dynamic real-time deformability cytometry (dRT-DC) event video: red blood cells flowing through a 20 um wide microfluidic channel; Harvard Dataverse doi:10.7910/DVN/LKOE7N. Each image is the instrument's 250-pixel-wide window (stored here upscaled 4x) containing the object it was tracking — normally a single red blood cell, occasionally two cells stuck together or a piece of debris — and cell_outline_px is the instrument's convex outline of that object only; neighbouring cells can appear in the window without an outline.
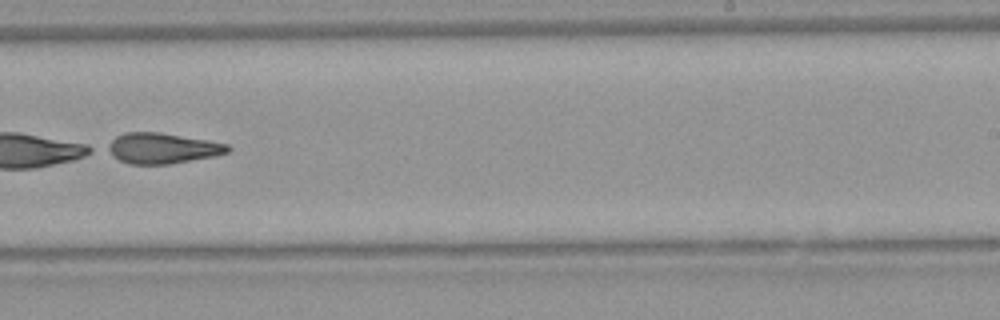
{"species": "Egyptian fruit bat (a non-hibernating species)", "species_latin": "Rousettus aegyptiacus", "temperature_condition": "warm", "stored_images_in_passage": 40, "camera_frame_rate_fps": 3000, "um_per_image_px": 0.085, "animal": {"sex": "female"}, "frame": {"image": 1, "passage_image": 22, "time_ms": 7.0, "image_size_px": [1000, 320], "cell_outline_px": [[232, 148], [228, 152], [216, 156], [168, 164], [128, 164], [104, 152], [104, 148], [116, 136], [124, 132], [160, 132], [208, 140], [228, 144]], "centroid_in_image_um": [13.76, 12.6], "position_along_channel_um": 275.2, "area_um2": 21.68}}